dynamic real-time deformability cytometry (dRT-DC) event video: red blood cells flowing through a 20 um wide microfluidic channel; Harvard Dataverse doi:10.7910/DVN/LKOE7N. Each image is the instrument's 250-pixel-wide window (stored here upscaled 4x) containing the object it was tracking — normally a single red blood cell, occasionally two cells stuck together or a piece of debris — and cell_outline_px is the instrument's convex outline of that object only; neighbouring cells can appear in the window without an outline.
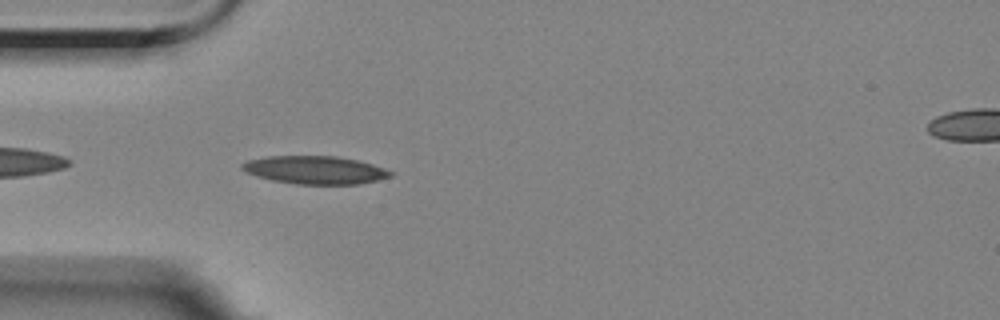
{"species": "Egyptian fruit bat (a non-hibernating species)", "species_latin": "Rousettus aegyptiacus", "temperature_condition": "room temperature", "stored_images_in_passage": 31, "camera_frame_rate_fps": 3000, "um_per_image_px": 0.085, "animal": {"sex": "female"}, "frame": {"image": 1, "passage_image": 4, "time_ms": 1.0, "image_size_px": [1000, 320], "cell_outline_px": [[392, 176], [376, 180], [356, 184], [296, 184], [272, 180], [256, 176], [240, 168], [240, 164], [248, 160], [268, 156], [336, 156], [356, 160], [372, 164], [392, 172]], "centroid_in_image_um": [26.73, 14.44], "position_along_channel_um": 58.3, "area_um2": 23.99}}
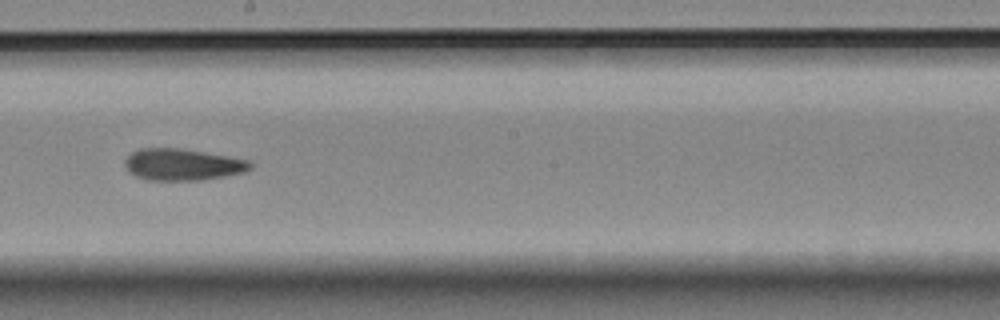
{"frame": {"image": 2, "passage_image": 19, "time_ms": 6.0, "image_size_px": [1000, 320], "cell_outline_px": [[252, 168], [244, 172], [204, 180], [148, 180], [136, 176], [128, 172], [124, 164], [124, 160], [132, 152], [140, 148], [180, 148], [248, 160], [252, 164]], "centroid_in_image_um": [15.48, 13.99], "position_along_channel_um": 232.7, "area_um2": 23.06}}
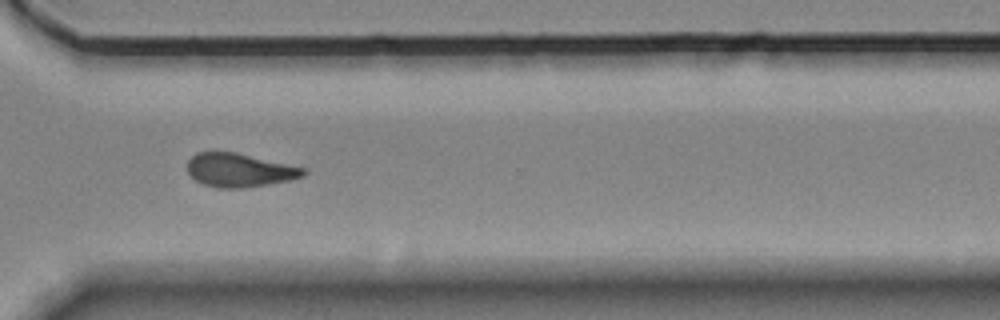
{"frame": {"image": 3, "passage_image": 29, "time_ms": 9.333, "image_size_px": [1000, 320], "cell_outline_px": [[308, 172], [304, 176], [292, 180], [244, 188], [216, 188], [204, 184], [196, 180], [188, 172], [188, 160], [196, 152], [236, 152], [308, 168]], "centroid_in_image_um": [20.41, 14.46], "position_along_channel_um": 350.2, "area_um2": 22.95}, "authors_computed_cell_mechanics": {"area_um2": 23.0622, "velocity_mm_per_s": 3.5275, "shape_relaxation_time_tau1_ms": null, "shape_relaxation_time_tau2_ms": 4.4297, "deformation_change_tau1": null, "deformation_change_tau2": 0.1191}}